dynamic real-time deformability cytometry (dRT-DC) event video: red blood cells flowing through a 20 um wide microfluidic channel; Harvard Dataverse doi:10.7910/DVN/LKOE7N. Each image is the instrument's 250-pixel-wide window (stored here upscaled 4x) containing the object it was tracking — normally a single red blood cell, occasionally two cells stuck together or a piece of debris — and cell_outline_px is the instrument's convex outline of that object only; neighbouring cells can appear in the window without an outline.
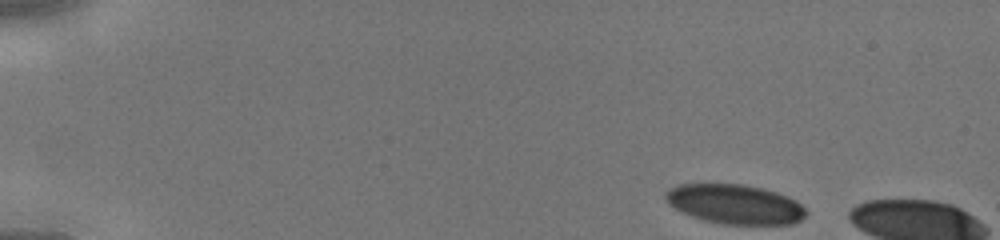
{"species": "human", "species_latin": "Homo sapiens", "temperature_condition": "cold", "stored_images_in_passage": 7, "camera_frame_rate_fps": 3000, "um_per_image_px": 0.085, "donor": {"sex": "male"}, "frame": {"image": 1, "passage_image": 1, "time_ms": 0.0, "image_size_px": [1000, 240], "cell_outline_px": [[808, 212], [800, 220], [792, 224], [724, 224], [704, 220], [692, 216], [668, 204], [664, 196], [664, 192], [668, 188], [680, 184], [744, 184], [776, 192], [788, 196], [796, 200]], "centroid_in_image_um": [62.46, 17.35], "position_along_channel_um": 22.5, "area_um2": 32.25}}